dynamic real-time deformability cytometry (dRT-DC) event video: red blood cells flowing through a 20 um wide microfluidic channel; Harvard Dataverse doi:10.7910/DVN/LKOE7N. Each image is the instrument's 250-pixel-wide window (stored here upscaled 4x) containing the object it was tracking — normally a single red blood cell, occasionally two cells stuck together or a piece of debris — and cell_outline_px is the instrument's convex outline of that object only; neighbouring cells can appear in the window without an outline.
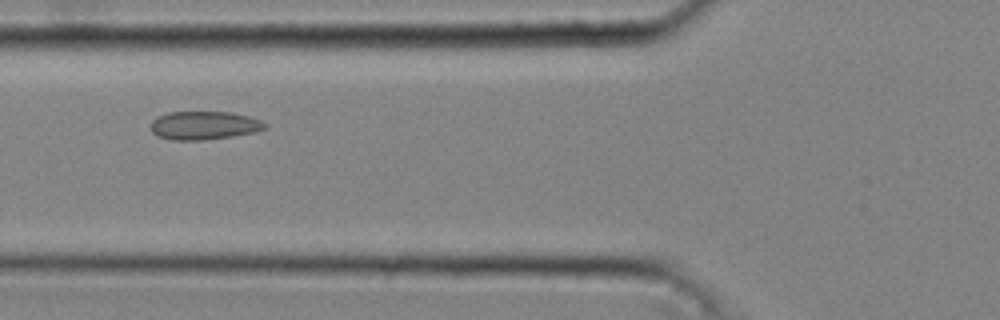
{"species": "common noctule bat (a hibernating species)", "species_latin": "Nyctalus noctula", "temperature_condition": "cold", "stored_images_in_passage": 30, "camera_frame_rate_fps": 3000, "um_per_image_px": 0.085, "animal": {"sex": "male", "body_mass_g": 20.4}, "frame": {"image": 1, "passage_image": 8, "time_ms": 2.333, "image_size_px": [1000, 320], "cell_outline_px": [[268, 128], [256, 132], [232, 136], [204, 140], [172, 140], [156, 136], [152, 132], [152, 120], [156, 116], [168, 112], [232, 112], [248, 116], [260, 120], [268, 124]], "centroid_in_image_um": [17.36, 10.66], "position_along_channel_um": 108.4, "area_um2": 19.07}}
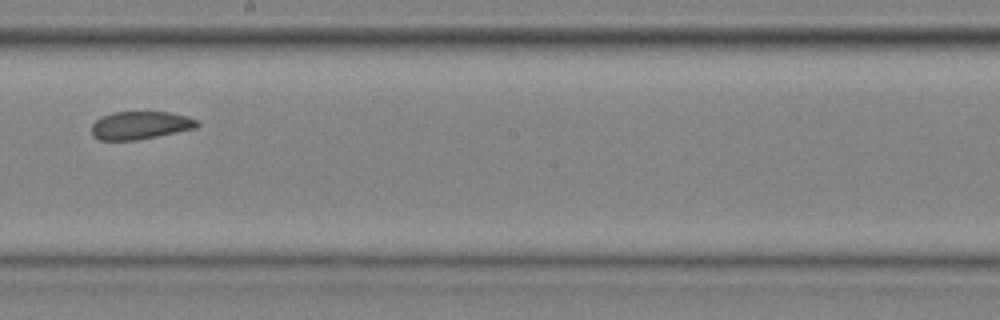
{"frame": {"image": 2, "passage_image": 17, "time_ms": 5.333, "image_size_px": [1000, 320], "cell_outline_px": [[200, 124], [196, 128], [136, 140], [100, 140], [92, 136], [92, 124], [100, 116], [112, 112], [168, 112], [188, 116], [196, 120]], "centroid_in_image_um": [11.9, 10.64], "position_along_channel_um": 236.3, "area_um2": 17.17}}
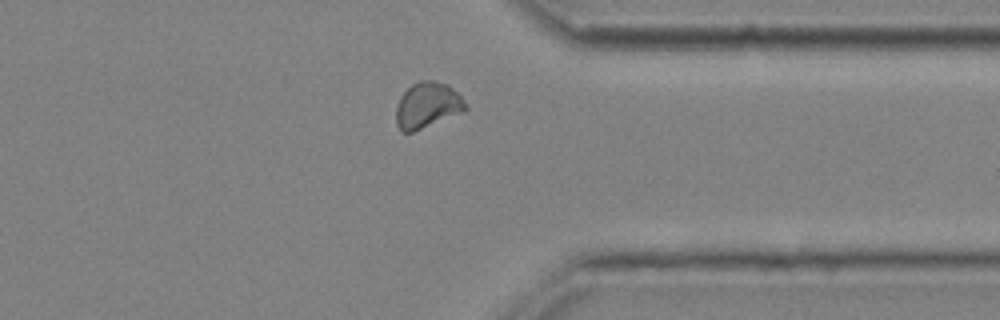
{"frame": {"image": 3, "passage_image": 27, "time_ms": 8.667, "image_size_px": [1000, 320], "cell_outline_px": [[468, 108], [464, 112], [412, 132], [404, 132], [396, 124], [396, 108], [400, 96], [412, 84], [420, 80], [436, 80], [448, 84], [468, 104]], "centroid_in_image_um": [36.35, 8.93], "position_along_channel_um": 375.1, "area_um2": 18.61}, "authors_computed_cell_mechanics": {"area_um2": 18.2359, "velocity_mm_per_s": 4.2633, "shape_relaxation_time_tau1_ms": null, "shape_relaxation_time_tau2_ms": 8.9794, "deformation_change_tau1": null, "deformation_change_tau2": 0.0648}}